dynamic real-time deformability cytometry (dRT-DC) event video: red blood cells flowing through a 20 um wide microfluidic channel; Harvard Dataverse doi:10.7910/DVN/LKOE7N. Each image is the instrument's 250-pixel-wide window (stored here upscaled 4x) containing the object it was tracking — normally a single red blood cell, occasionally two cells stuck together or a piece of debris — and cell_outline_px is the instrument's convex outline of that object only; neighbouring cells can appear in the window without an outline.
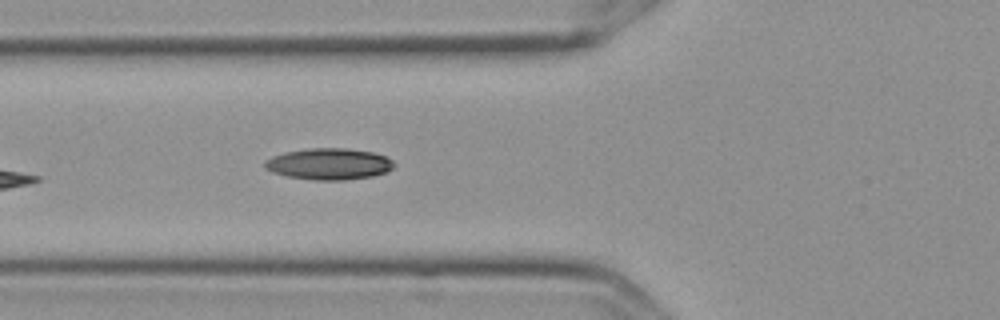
{"species": "Egyptian fruit bat (a non-hibernating species)", "species_latin": "Rousettus aegyptiacus", "temperature_condition": "cold", "stored_images_in_passage": 5, "camera_frame_rate_fps": 3000, "um_per_image_px": 0.085, "frame": {"image": 1, "passage_image": 5, "time_ms": 1.333, "image_size_px": [1000, 320], "cell_outline_px": [[396, 164], [388, 172], [372, 176], [348, 180], [312, 180], [288, 176], [272, 172], [264, 168], [264, 160], [272, 156], [284, 152], [308, 148], [348, 148], [372, 152], [384, 156], [392, 160]], "centroid_in_image_um": [27.95, 13.94], "position_along_channel_um": 97.8, "area_um2": 23.87}}